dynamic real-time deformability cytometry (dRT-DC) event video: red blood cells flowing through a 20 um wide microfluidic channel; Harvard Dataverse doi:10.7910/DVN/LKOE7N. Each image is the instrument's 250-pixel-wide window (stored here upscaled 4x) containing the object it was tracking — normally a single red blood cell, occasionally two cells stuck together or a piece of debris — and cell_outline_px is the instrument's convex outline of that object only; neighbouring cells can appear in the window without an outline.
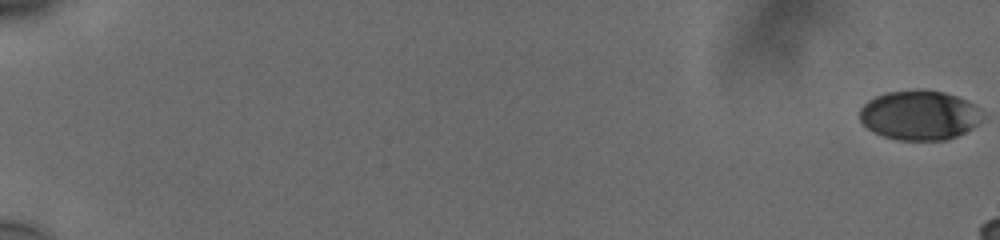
{"species": "human", "species_latin": "Homo sapiens", "temperature_condition": "cold", "stored_images_in_passage": 55, "camera_frame_rate_fps": 3000, "um_per_image_px": 0.085, "donor": {"sex": "male"}, "frame": {"image": 1, "passage_image": 1, "time_ms": 0.0, "image_size_px": [1000, 240], "cell_outline_px": [[984, 120], [972, 128], [948, 140], [900, 140], [884, 136], [868, 128], [860, 120], [860, 108], [868, 100], [884, 92], [916, 88], [924, 88], [944, 92], [968, 100], [976, 104], [984, 112]], "centroid_in_image_um": [78.21, 9.76], "position_along_channel_um": 6.8, "area_um2": 36.13}}
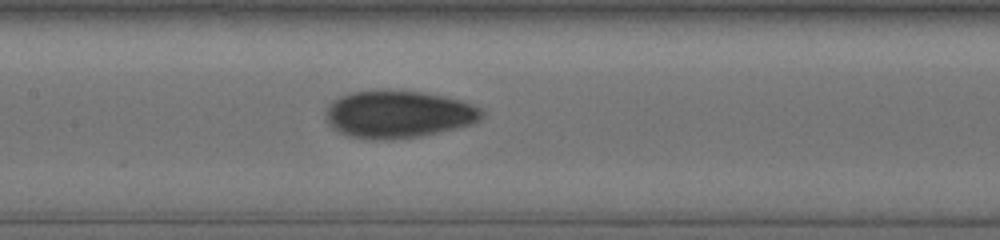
{"frame": {"image": 2, "passage_image": 32, "time_ms": 10.333, "image_size_px": [1000, 240], "cell_outline_px": [[484, 112], [480, 120], [472, 124], [420, 136], [352, 136], [340, 132], [328, 120], [328, 108], [332, 100], [340, 96], [352, 92], [384, 88], [420, 92], [460, 100], [480, 108]], "centroid_in_image_um": [33.91, 9.63], "position_along_channel_um": 173.5, "area_um2": 41.62}}
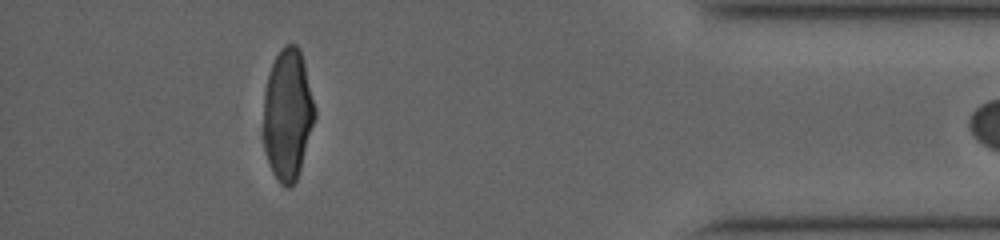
{"frame": {"image": 3, "passage_image": 54, "time_ms": 17.667, "image_size_px": [1000, 240], "cell_outline_px": [[316, 116], [300, 168], [296, 180], [288, 188], [284, 188], [276, 180], [272, 172], [264, 148], [264, 92], [268, 76], [272, 64], [280, 48], [284, 44], [296, 44], [300, 48], [316, 112]], "centroid_in_image_um": [24.44, 9.73], "position_along_channel_um": 410.8, "area_um2": 39.07}}